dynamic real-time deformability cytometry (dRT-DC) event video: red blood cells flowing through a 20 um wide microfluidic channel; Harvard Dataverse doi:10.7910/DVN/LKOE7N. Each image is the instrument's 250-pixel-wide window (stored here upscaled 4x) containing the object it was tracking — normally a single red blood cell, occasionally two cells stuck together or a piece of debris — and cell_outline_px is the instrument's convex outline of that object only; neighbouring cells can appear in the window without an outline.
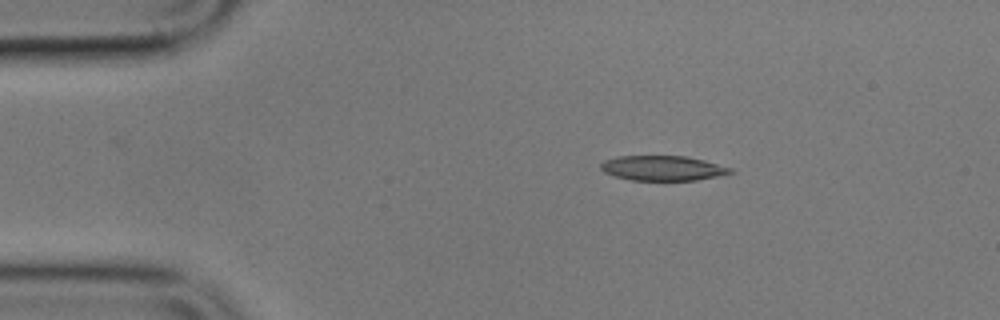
{"species": "common noctule bat (a hibernating species)", "species_latin": "Nyctalus noctula", "temperature_condition": "cold", "stored_images_in_passage": 3, "camera_frame_rate_fps": 3000, "um_per_image_px": 0.085, "animal": {"sex": "male", "body_mass_g": 17.9}, "frame": {"image": 1, "passage_image": 1, "time_ms": 0.0, "image_size_px": [1000, 320], "cell_outline_px": [[736, 172], [696, 180], [632, 180], [616, 176], [604, 172], [600, 168], [600, 164], [604, 160], [616, 156], [688, 156], [704, 160], [732, 168]], "centroid_in_image_um": [56.33, 14.28], "position_along_channel_um": 28.7, "area_um2": 18.79}}
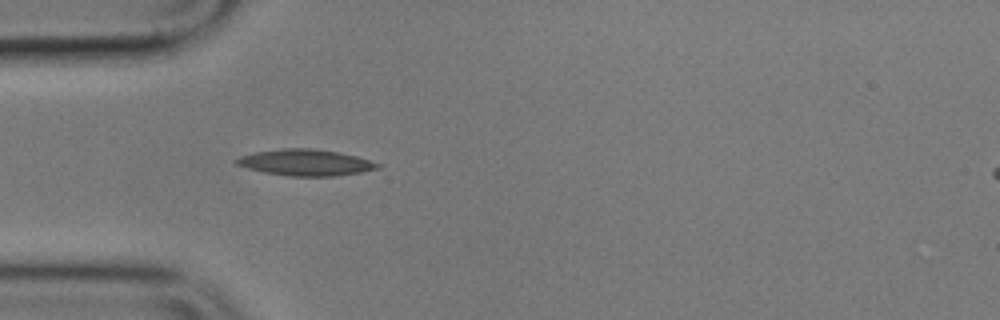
{"frame": {"image": 2, "passage_image": 3, "time_ms": 2.333, "image_size_px": [1000, 320], "cell_outline_px": [[384, 164], [380, 168], [360, 172], [336, 176], [288, 176], [264, 172], [248, 168], [236, 164], [232, 160], [240, 156], [256, 152], [284, 148], [312, 148], [336, 152], [356, 156]], "centroid_in_image_um": [25.99, 13.82], "position_along_channel_um": 59.0, "area_um2": 21.62}}